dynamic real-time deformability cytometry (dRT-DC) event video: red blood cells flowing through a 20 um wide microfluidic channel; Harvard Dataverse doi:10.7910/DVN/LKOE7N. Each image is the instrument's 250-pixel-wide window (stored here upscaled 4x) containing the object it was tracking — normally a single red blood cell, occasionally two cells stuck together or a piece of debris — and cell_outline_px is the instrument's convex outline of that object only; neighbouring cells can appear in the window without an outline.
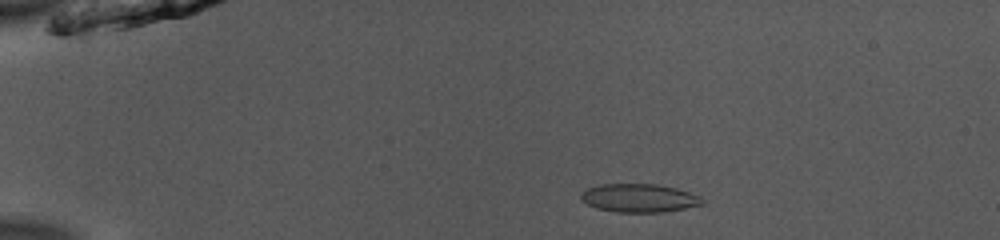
{"species": "common noctule bat (a hibernating species)", "species_latin": "Nyctalus noctula", "temperature_condition": "room temperature", "stored_images_in_passage": 52, "camera_frame_rate_fps": 3000, "um_per_image_px": 0.085, "animal": {"sex": "male", "body_mass_g": 13.0, "forearm_length_mm": 53.1}, "frame": {"image": 1, "passage_image": 11, "time_ms": 3.333, "image_size_px": [1000, 240], "cell_outline_px": [[704, 204], [664, 212], [616, 212], [596, 208], [588, 204], [580, 196], [588, 188], [600, 184], [656, 184], [676, 188], [700, 196], [704, 200]], "centroid_in_image_um": [54.36, 16.83], "position_along_channel_um": 30.6, "area_um2": 19.88}}
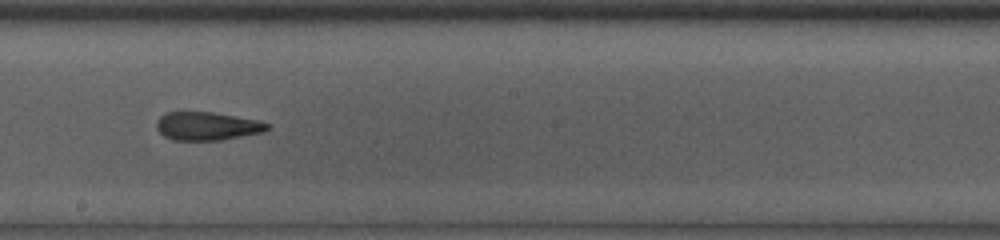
{"frame": {"image": 2, "passage_image": 31, "time_ms": 10.0, "image_size_px": [1000, 240], "cell_outline_px": [[272, 128], [264, 132], [220, 140], [172, 140], [164, 136], [156, 128], [156, 120], [160, 116], [168, 112], [212, 112], [260, 120], [272, 124]], "centroid_in_image_um": [17.65, 10.72], "position_along_channel_um": 230.5, "area_um2": 18.5}}
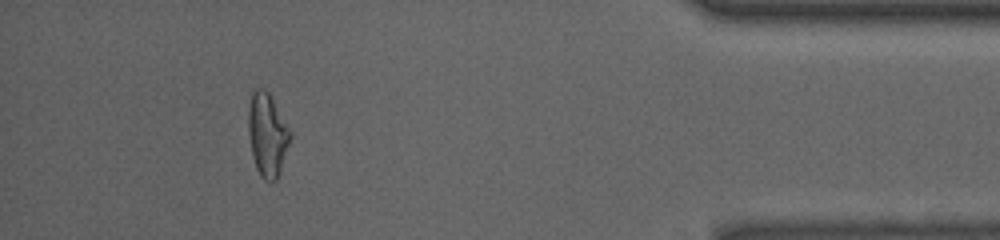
{"frame": {"image": 3, "passage_image": 48, "time_ms": 15.667, "image_size_px": [1000, 240], "cell_outline_px": [[292, 136], [280, 172], [276, 180], [264, 180], [260, 176], [256, 168], [252, 156], [248, 132], [248, 108], [252, 92], [256, 88], [260, 88], [268, 92], [272, 96], [292, 132]], "centroid_in_image_um": [22.73, 11.43], "position_along_channel_um": 412.5, "area_um2": 20.58}, "authors_computed_cell_mechanics": {"area_um2": 19.8832, "velocity_mm_per_s": 3.9669, "shape_relaxation_time_tau1_ms": null, "shape_relaxation_time_tau2_ms": 2.5048, "deformation_change_tau1": null, "deformation_change_tau2": 0.096}}